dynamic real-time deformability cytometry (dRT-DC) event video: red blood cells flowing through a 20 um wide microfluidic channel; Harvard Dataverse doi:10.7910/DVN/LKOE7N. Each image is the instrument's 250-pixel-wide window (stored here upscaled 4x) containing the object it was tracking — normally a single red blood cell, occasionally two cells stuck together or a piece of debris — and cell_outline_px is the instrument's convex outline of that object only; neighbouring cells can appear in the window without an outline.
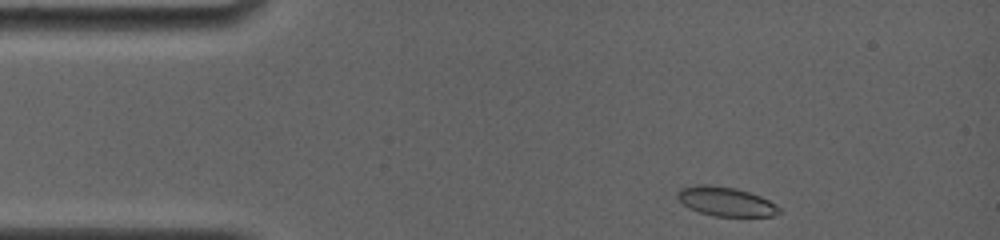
{"species": "common noctule bat (a hibernating species)", "species_latin": "Nyctalus noctula", "temperature_condition": "room temperature", "stored_images_in_passage": 59, "camera_frame_rate_fps": 4000, "um_per_image_px": 0.085, "animal": {"sex": "female", "body_mass_g": 19.0, "forearm_length_mm": 56.7}, "frame": {"image": 1, "passage_image": 1, "time_ms": 0.0, "image_size_px": [1000, 240], "cell_outline_px": [[784, 212], [772, 216], [712, 216], [688, 208], [676, 196], [680, 188], [696, 184], [708, 184], [736, 188], [760, 196], [776, 204]], "centroid_in_image_um": [61.7, 17.13], "position_along_channel_um": 23.3, "area_um2": 17.4}}
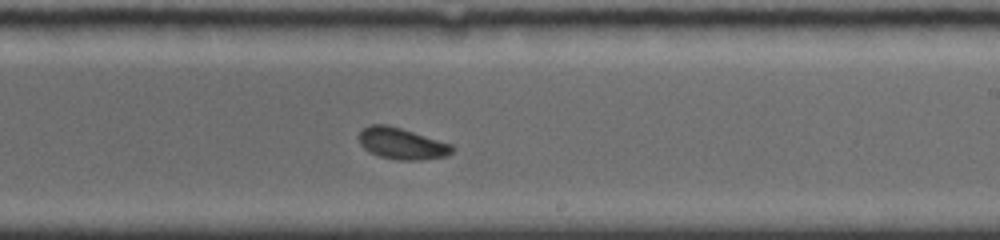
{"frame": {"image": 2, "passage_image": 36, "time_ms": 7.75, "image_size_px": [1000, 240], "cell_outline_px": [[456, 148], [448, 156], [424, 160], [396, 160], [380, 156], [364, 148], [360, 144], [360, 132], [368, 124], [388, 124], [452, 144]], "centroid_in_image_um": [34.2, 12.21], "position_along_channel_um": 254.8, "area_um2": 17.11}}
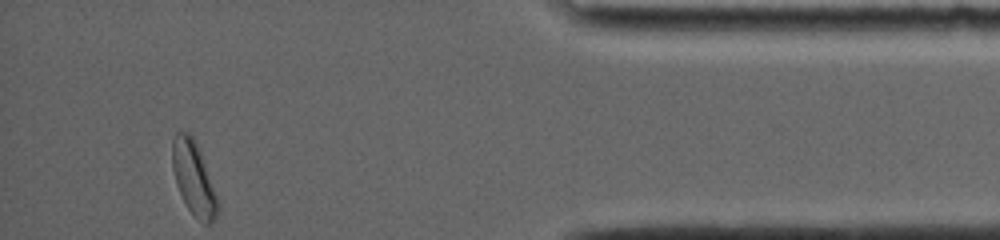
{"frame": {"image": 3, "passage_image": 59, "time_ms": 13.0, "image_size_px": [1000, 240], "cell_outline_px": [[220, 212], [212, 224], [204, 224], [188, 208], [176, 184], [172, 168], [172, 140], [176, 132], [188, 132], [192, 136], [200, 148], [220, 204]], "centroid_in_image_um": [16.5, 15.16], "position_along_channel_um": 418.7, "area_um2": 19.71}, "authors_computed_cell_mechanics": {"area_um2": 17.5134, "velocity_mm_per_s": 3.7845, "shape_relaxation_time_tau1_ms": 2.6049, "shape_relaxation_time_tau2_ms": 1.507, "deformation_change_tau1": 0.1058, "deformation_change_tau2": 0.0552}}